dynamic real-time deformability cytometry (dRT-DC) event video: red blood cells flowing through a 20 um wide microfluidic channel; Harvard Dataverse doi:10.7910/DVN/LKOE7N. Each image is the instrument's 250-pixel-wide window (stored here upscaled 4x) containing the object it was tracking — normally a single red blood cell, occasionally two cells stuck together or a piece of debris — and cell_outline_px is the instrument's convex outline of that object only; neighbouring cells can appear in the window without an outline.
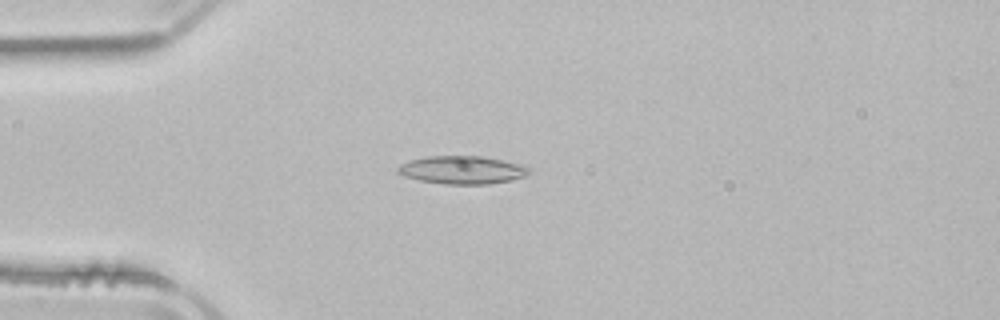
{"species": "common noctule bat (a hibernating species)", "species_latin": "Nyctalus noctula", "temperature_condition": "room temperature", "stored_images_in_passage": 46, "camera_frame_rate_fps": 3000, "um_per_image_px": 0.085, "animal": {"sex": "male", "body_mass_g": 21.5, "forearm_length_mm": 52.0}, "frame": {"image": 1, "passage_image": 8, "time_ms": 2.333, "image_size_px": [1000, 320], "cell_outline_px": [[532, 172], [524, 176], [512, 180], [488, 184], [444, 184], [420, 180], [404, 176], [396, 172], [396, 168], [400, 164], [424, 156], [480, 156], [500, 160], [532, 168]], "centroid_in_image_um": [39.26, 14.45], "position_along_channel_um": 45.7, "area_um2": 21.33}}
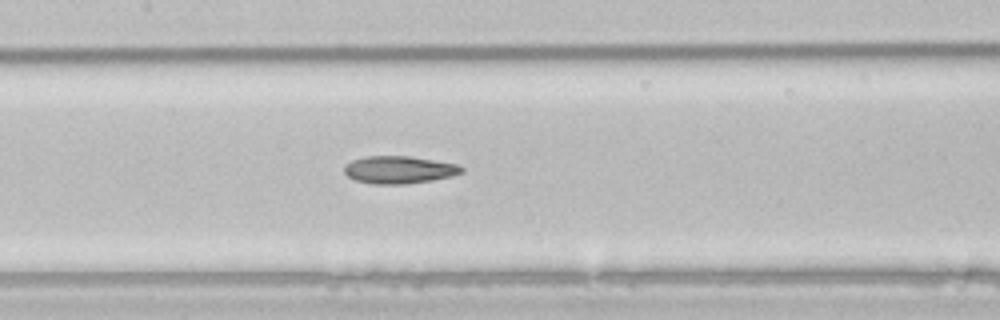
{"frame": {"image": 2, "passage_image": 19, "time_ms": 6.0, "image_size_px": [1000, 320], "cell_outline_px": [[464, 172], [452, 176], [432, 180], [404, 184], [372, 184], [356, 180], [348, 176], [344, 172], [344, 164], [352, 160], [364, 156], [408, 156], [456, 164], [464, 168]], "centroid_in_image_um": [33.9, 14.43], "position_along_channel_um": 173.5, "area_um2": 18.79}}
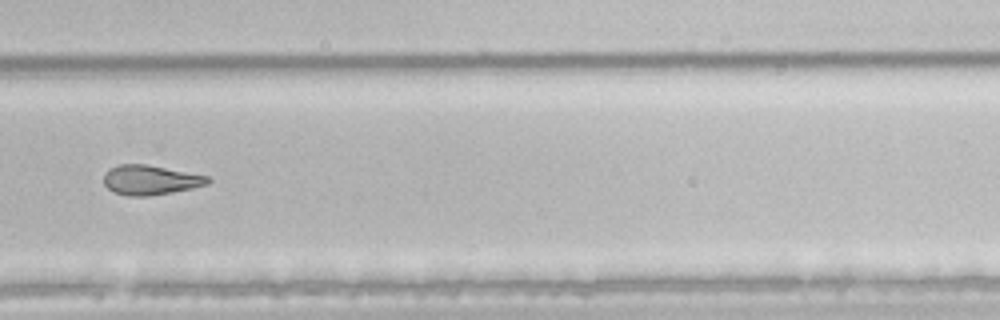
{"frame": {"image": 3, "passage_image": 30, "time_ms": 9.667, "image_size_px": [1000, 320], "cell_outline_px": [[212, 180], [208, 184], [192, 188], [172, 192], [148, 196], [128, 196], [112, 192], [104, 184], [104, 172], [108, 168], [120, 164], [148, 164], [208, 176]], "centroid_in_image_um": [12.76, 15.29], "position_along_channel_um": 317.0, "area_um2": 18.15}, "authors_computed_cell_mechanics": {"area_um2": 19.8543, "velocity_mm_per_s": 3.9351, "shape_relaxation_time_tau1_ms": null, "shape_relaxation_time_tau2_ms": 4.6762, "deformation_change_tau1": null, "deformation_change_tau2": 0.136}}